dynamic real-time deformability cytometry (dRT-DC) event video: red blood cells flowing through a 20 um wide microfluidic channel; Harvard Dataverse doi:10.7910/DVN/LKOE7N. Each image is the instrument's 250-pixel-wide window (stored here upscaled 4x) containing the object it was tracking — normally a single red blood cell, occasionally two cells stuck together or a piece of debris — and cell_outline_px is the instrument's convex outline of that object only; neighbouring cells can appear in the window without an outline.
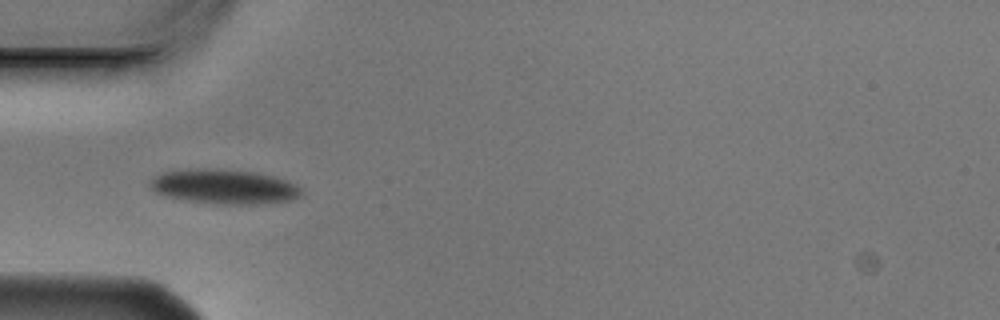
{"species": "Egyptian fruit bat (a non-hibernating species)", "species_latin": "Rousettus aegyptiacus", "temperature_condition": "cold", "stored_images_in_passage": 10, "camera_frame_rate_fps": 3000, "um_per_image_px": 0.085, "animal": {"sex": "male"}, "frame": {"image": 1, "passage_image": 4, "time_ms": 1.0, "image_size_px": [1000, 320], "cell_outline_px": [[300, 192], [296, 196], [288, 200], [256, 204], [216, 204], [188, 200], [164, 196], [156, 192], [148, 184], [148, 180], [164, 172], [252, 172], [272, 176], [288, 180], [296, 184], [300, 188]], "centroid_in_image_um": [19.06, 15.93], "position_along_channel_um": 65.9, "area_um2": 28.67}}
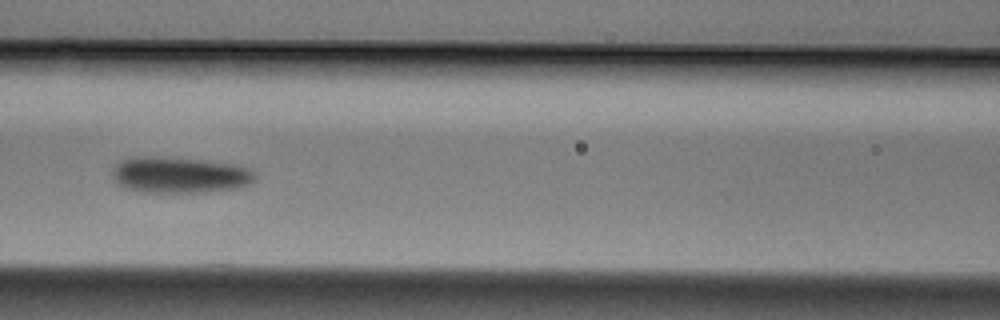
{"frame": {"image": 2, "passage_image": 6, "time_ms": 1.667, "image_size_px": [1000, 320], "cell_outline_px": [[256, 180], [240, 188], [200, 192], [144, 192], [124, 188], [116, 184], [112, 176], [112, 172], [116, 164], [124, 160], [140, 156], [160, 156], [208, 160], [240, 164], [252, 168], [256, 172]], "centroid_in_image_um": [15.34, 14.86], "position_along_channel_um": 151.3, "area_um2": 30.69}}
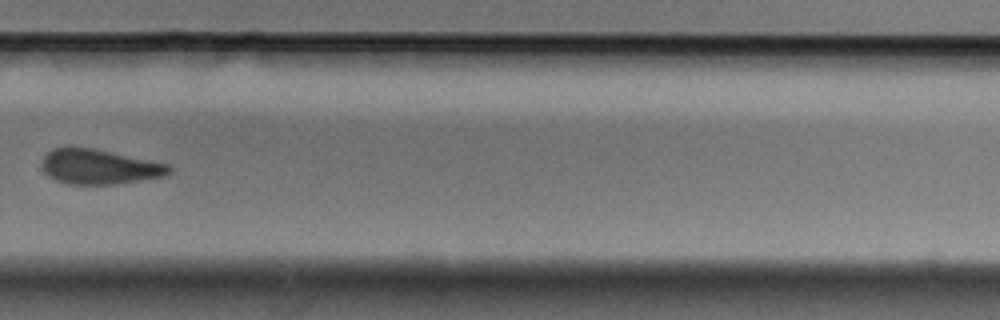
{"frame": {"image": 3, "passage_image": 10, "time_ms": 3.0, "image_size_px": [1000, 320], "cell_outline_px": [[172, 172], [164, 176], [116, 184], [68, 184], [56, 180], [48, 176], [44, 172], [40, 164], [40, 160], [52, 148], [92, 148], [168, 164], [172, 168]], "centroid_in_image_um": [8.41, 14.18], "position_along_channel_um": 321.4, "area_um2": 25.66}}